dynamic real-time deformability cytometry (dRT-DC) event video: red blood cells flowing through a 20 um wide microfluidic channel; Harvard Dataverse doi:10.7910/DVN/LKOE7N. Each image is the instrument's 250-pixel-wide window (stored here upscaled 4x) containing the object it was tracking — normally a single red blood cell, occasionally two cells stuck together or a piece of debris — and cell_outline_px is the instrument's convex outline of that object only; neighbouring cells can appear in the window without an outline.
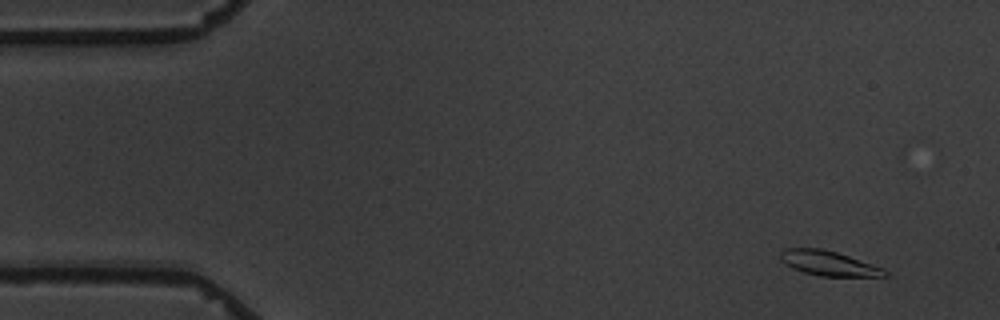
{"species": "common noctule bat (a hibernating species)", "species_latin": "Nyctalus noctula", "temperature_condition": "warm", "stored_images_in_passage": 9, "camera_frame_rate_fps": 3000, "um_per_image_px": 0.085, "animal": {"sex": "male", "body_mass_g": 19.5, "forearm_length_mm": 54.6}, "frame": {"image": 1, "passage_image": 1, "time_ms": 0.0, "image_size_px": [1000, 320], "cell_outline_px": [[888, 276], [820, 276], [804, 272], [792, 268], [780, 260], [780, 252], [784, 248], [820, 248], [836, 252], [884, 268], [888, 272]], "centroid_in_image_um": [70.41, 22.37], "position_along_channel_um": 14.6, "area_um2": 14.97}}
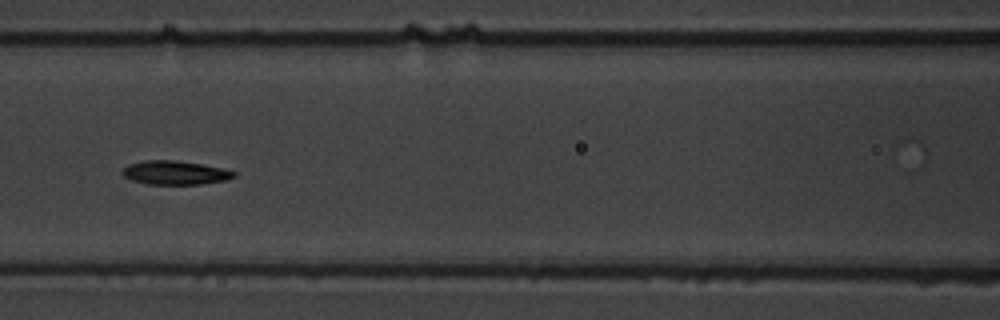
{"frame": {"image": 2, "passage_image": 7, "time_ms": 7.0, "image_size_px": [1000, 320], "cell_outline_px": [[236, 176], [224, 180], [200, 184], [148, 184], [132, 180], [124, 176], [120, 172], [128, 164], [144, 160], [176, 160], [200, 164], [220, 168], [236, 172]], "centroid_in_image_um": [14.83, 14.67], "position_along_channel_um": 151.8, "area_um2": 15.32}}
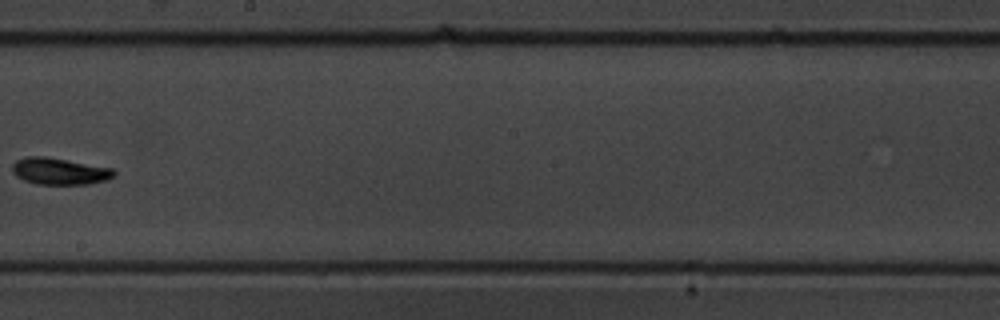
{"frame": {"image": 3, "passage_image": 9, "time_ms": 9.667, "image_size_px": [1000, 320], "cell_outline_px": [[116, 176], [108, 180], [88, 184], [36, 184], [24, 180], [16, 176], [12, 172], [12, 164], [16, 160], [24, 156], [44, 156], [68, 160], [112, 168], [116, 172]], "centroid_in_image_um": [5.06, 14.55], "position_along_channel_um": 243.1, "area_um2": 16.01}}